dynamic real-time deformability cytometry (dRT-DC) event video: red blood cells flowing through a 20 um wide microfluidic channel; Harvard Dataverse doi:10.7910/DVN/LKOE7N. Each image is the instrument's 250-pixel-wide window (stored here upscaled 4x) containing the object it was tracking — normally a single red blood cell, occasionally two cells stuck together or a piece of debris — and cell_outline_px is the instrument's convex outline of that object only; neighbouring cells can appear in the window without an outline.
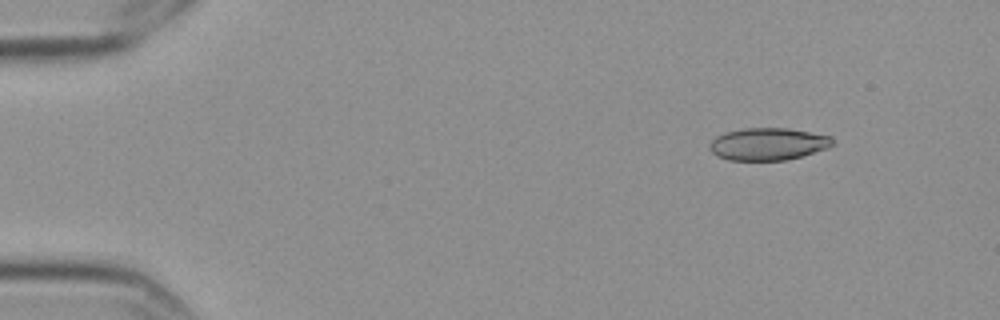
{"species": "Egyptian fruit bat (a non-hibernating species)", "species_latin": "Rousettus aegyptiacus", "temperature_condition": "cold", "stored_images_in_passage": 5, "camera_frame_rate_fps": 3000, "um_per_image_px": 0.085, "frame": {"image": 1, "passage_image": 2, "time_ms": 0.333, "image_size_px": [1000, 320], "cell_outline_px": [[832, 144], [828, 148], [788, 160], [728, 160], [716, 156], [708, 148], [708, 144], [716, 136], [728, 132], [744, 128], [788, 128], [832, 136]], "centroid_in_image_um": [65.26, 12.25], "position_along_channel_um": 19.7, "area_um2": 23.18}}
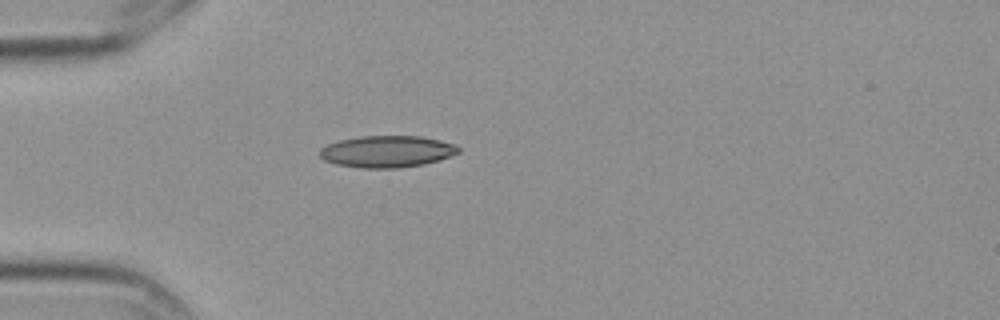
{"frame": {"image": 2, "passage_image": 5, "time_ms": 1.333, "image_size_px": [1000, 320], "cell_outline_px": [[460, 152], [440, 160], [424, 164], [396, 168], [364, 168], [336, 164], [324, 160], [320, 156], [320, 148], [328, 144], [340, 140], [360, 136], [420, 136], [440, 140], [456, 144], [460, 148]], "centroid_in_image_um": [32.92, 12.87], "position_along_channel_um": 52.1, "area_um2": 25.66}}